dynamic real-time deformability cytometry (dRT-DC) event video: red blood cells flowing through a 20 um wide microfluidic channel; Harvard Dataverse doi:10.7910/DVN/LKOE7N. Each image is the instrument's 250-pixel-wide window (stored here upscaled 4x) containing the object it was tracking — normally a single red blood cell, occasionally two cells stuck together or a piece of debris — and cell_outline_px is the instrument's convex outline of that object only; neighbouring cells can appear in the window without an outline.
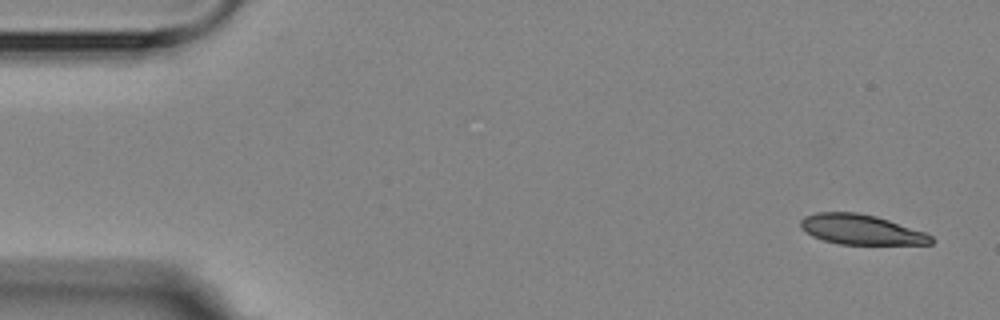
{"species": "Egyptian fruit bat (a non-hibernating species)", "species_latin": "Rousettus aegyptiacus", "temperature_condition": "room temperature", "stored_images_in_passage": 5, "camera_frame_rate_fps": 3000, "um_per_image_px": 0.085, "animal": {"sex": "female"}, "frame": {"image": 1, "passage_image": 1, "time_ms": 0.0, "image_size_px": [1000, 320], "cell_outline_px": [[936, 240], [932, 244], [840, 244], [824, 240], [812, 236], [800, 228], [800, 220], [804, 216], [816, 212], [856, 212], [876, 216], [924, 232], [932, 236]], "centroid_in_image_um": [73.17, 19.51], "position_along_channel_um": 11.8, "area_um2": 22.77}}